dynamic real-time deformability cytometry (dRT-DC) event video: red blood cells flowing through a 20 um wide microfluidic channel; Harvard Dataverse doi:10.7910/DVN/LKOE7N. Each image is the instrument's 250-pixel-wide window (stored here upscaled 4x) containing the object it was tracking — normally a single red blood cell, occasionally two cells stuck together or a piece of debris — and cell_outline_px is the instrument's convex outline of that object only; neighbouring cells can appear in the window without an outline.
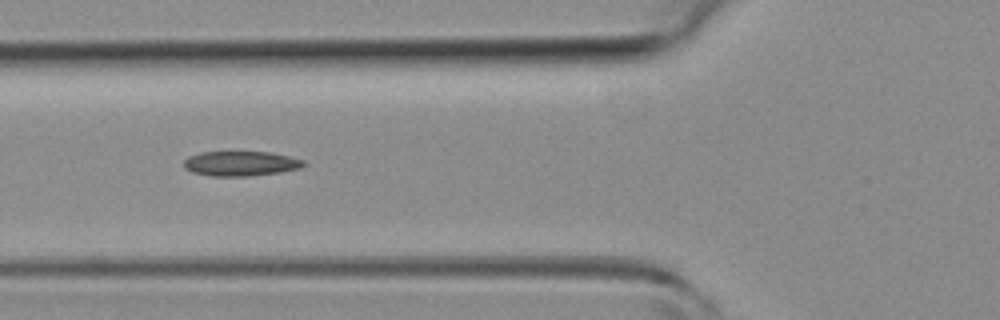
{"species": "common noctule bat (a hibernating species)", "species_latin": "Nyctalus noctula", "temperature_condition": "room temperature", "stored_images_in_passage": 12, "camera_frame_rate_fps": 3000, "um_per_image_px": 0.085, "animal": {"sex": "female", "body_mass_g": 19.3, "forearm_length_mm": 54.1}, "frame": {"image": 1, "passage_image": 6, "time_ms": 1.667, "image_size_px": [1000, 320], "cell_outline_px": [[304, 164], [300, 168], [280, 172], [248, 176], [212, 176], [192, 172], [184, 168], [184, 160], [188, 156], [200, 152], [272, 152], [304, 160]], "centroid_in_image_um": [20.43, 13.9], "position_along_channel_um": 105.4, "area_um2": 17.28}}
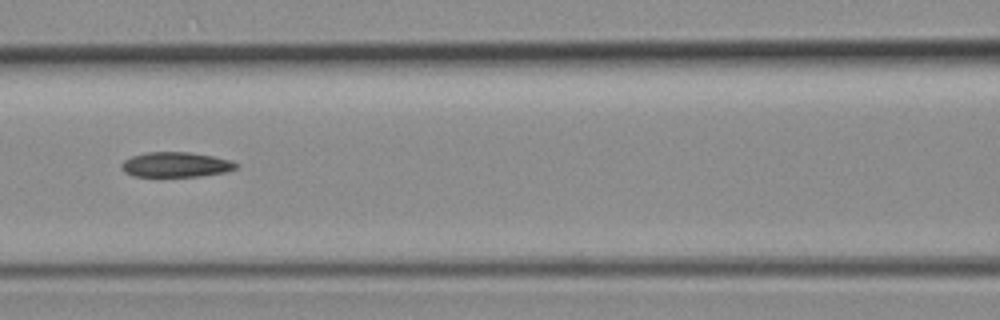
{"frame": {"image": 2, "passage_image": 9, "time_ms": 2.667, "image_size_px": [1000, 320], "cell_outline_px": [[240, 164], [236, 168], [224, 172], [200, 176], [136, 176], [124, 172], [120, 168], [120, 164], [124, 160], [132, 156], [148, 152], [188, 152], [212, 156], [232, 160]], "centroid_in_image_um": [14.94, 13.99], "position_along_channel_um": 151.7, "area_um2": 16.65}}